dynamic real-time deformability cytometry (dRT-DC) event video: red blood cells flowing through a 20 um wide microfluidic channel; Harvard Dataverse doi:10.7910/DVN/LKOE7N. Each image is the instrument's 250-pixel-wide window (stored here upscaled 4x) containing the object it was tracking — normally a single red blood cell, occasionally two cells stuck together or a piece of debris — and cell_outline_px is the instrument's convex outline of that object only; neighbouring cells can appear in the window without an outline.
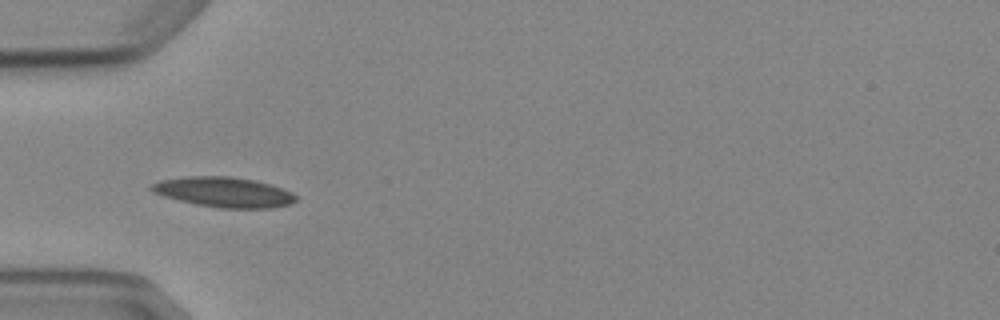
{"species": "Egyptian fruit bat (a non-hibernating species)", "species_latin": "Rousettus aegyptiacus", "temperature_condition": "cold", "stored_images_in_passage": 7, "camera_frame_rate_fps": 3000, "um_per_image_px": 0.085, "animal": {"sex": "female"}, "frame": {"image": 1, "passage_image": 4, "time_ms": 4.667, "image_size_px": [1000, 320], "cell_outline_px": [[296, 200], [288, 204], [272, 208], [220, 208], [196, 204], [164, 196], [152, 192], [148, 188], [152, 184], [160, 180], [184, 176], [232, 176], [256, 180], [272, 184], [284, 188], [292, 192], [296, 196]], "centroid_in_image_um": [19.04, 16.31], "position_along_channel_um": 66.0, "area_um2": 25.49}}
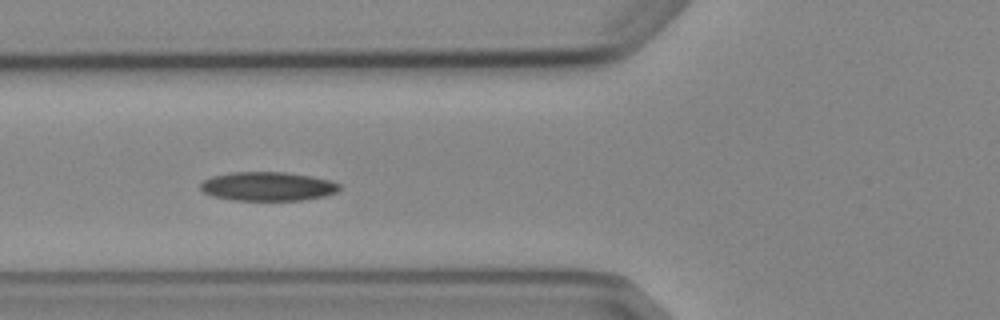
{"frame": {"image": 2, "passage_image": 5, "time_ms": 5.667, "image_size_px": [1000, 320], "cell_outline_px": [[344, 188], [336, 192], [324, 196], [300, 200], [232, 200], [212, 196], [204, 192], [200, 188], [200, 184], [204, 180], [212, 176], [232, 172], [284, 172], [312, 176], [332, 180], [340, 184]], "centroid_in_image_um": [22.79, 15.84], "position_along_channel_um": 103.0, "area_um2": 23.58}}